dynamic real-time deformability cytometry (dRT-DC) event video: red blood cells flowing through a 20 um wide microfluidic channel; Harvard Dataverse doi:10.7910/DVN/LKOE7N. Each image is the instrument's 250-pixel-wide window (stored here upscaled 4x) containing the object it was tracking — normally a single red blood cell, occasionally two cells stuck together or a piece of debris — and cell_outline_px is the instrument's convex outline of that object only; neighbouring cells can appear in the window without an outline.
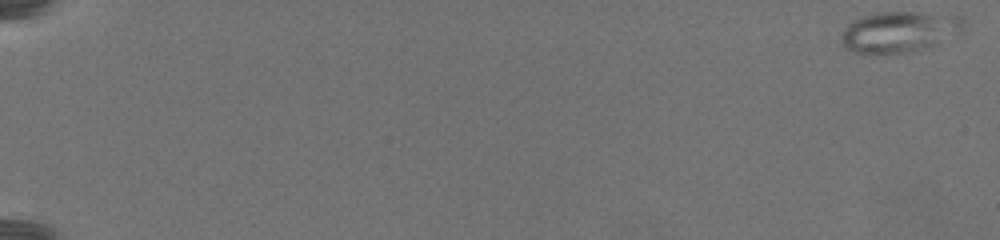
{"species": "common noctule bat (a hibernating species)", "species_latin": "Nyctalus noctula", "temperature_condition": "warm", "stored_images_in_passage": 4, "camera_frame_rate_fps": 3000, "um_per_image_px": 0.085, "animal": {"sex": "female", "body_mass_g": 19.5, "forearm_length_mm": 54.1}, "frame": {"image": 1, "passage_image": 2, "time_ms": 0.333, "image_size_px": [1000, 240], "cell_outline_px": [[968, 24], [960, 32], [932, 44], [912, 52], [872, 56], [860, 56], [848, 52], [844, 48], [840, 40], [840, 36], [844, 28], [852, 20], [860, 16], [872, 12], [920, 12], [964, 16], [968, 20]], "centroid_in_image_um": [76.35, 2.72], "position_along_channel_um": 8.7, "area_um2": 30.4}}